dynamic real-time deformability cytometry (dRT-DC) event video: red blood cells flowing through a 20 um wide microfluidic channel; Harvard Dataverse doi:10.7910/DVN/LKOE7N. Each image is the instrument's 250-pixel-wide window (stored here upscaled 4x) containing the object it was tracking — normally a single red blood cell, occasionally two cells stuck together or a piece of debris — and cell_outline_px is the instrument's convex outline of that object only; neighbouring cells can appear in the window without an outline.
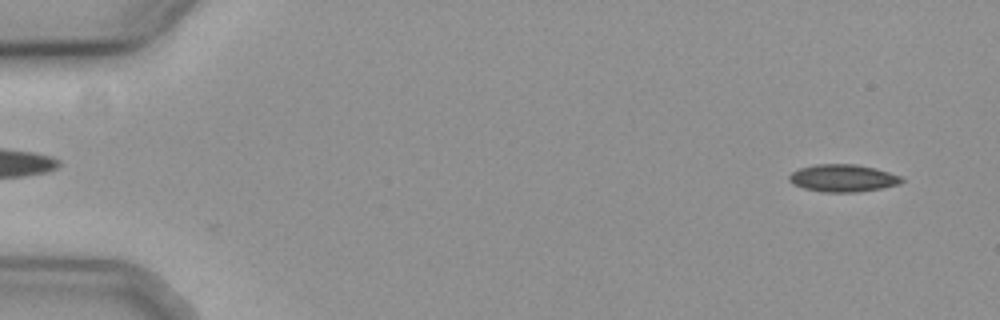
{"species": "common noctule bat (a hibernating species)", "species_latin": "Nyctalus noctula", "temperature_condition": "cold", "stored_images_in_passage": 4, "camera_frame_rate_fps": 3000, "um_per_image_px": 0.085, "animal": {"sex": "female", "body_mass_g": 19.3, "forearm_length_mm": 54.1}, "frame": {"image": 1, "passage_image": 1, "time_ms": 0.0, "image_size_px": [1000, 320], "cell_outline_px": [[904, 180], [900, 184], [880, 188], [856, 192], [824, 192], [804, 188], [788, 180], [788, 176], [792, 172], [800, 168], [816, 164], [856, 164], [876, 168], [900, 176]], "centroid_in_image_um": [71.65, 15.13], "position_along_channel_um": 13.3, "area_um2": 17.8}}